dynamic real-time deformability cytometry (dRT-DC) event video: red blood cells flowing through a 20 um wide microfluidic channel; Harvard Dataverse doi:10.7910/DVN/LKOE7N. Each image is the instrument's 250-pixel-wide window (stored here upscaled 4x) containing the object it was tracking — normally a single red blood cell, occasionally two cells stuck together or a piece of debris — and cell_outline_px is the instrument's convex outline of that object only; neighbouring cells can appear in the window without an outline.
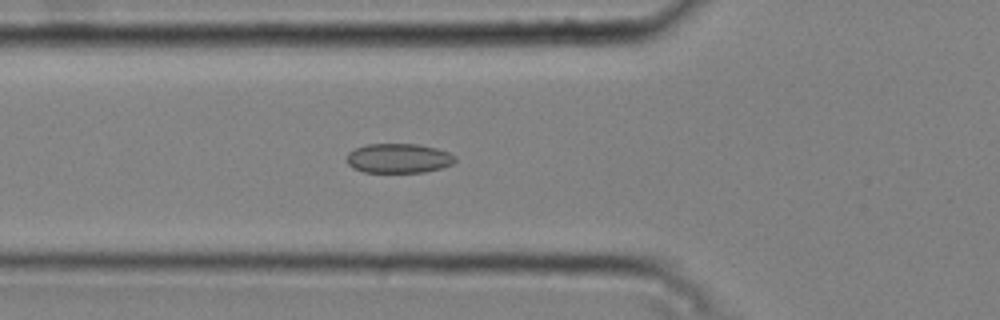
{"species": "common noctule bat (a hibernating species)", "species_latin": "Nyctalus noctula", "temperature_condition": "cold", "stored_images_in_passage": 48, "camera_frame_rate_fps": 3000, "um_per_image_px": 0.085, "animal": {"sex": "male", "body_mass_g": 20.4}, "frame": {"image": 1, "passage_image": 18, "time_ms": 5.667, "image_size_px": [1000, 320], "cell_outline_px": [[456, 160], [452, 164], [440, 168], [424, 172], [364, 172], [352, 168], [348, 164], [348, 152], [356, 148], [368, 144], [420, 144], [436, 148], [448, 152], [456, 156]], "centroid_in_image_um": [33.89, 13.45], "position_along_channel_um": 91.9, "area_um2": 18.61}}
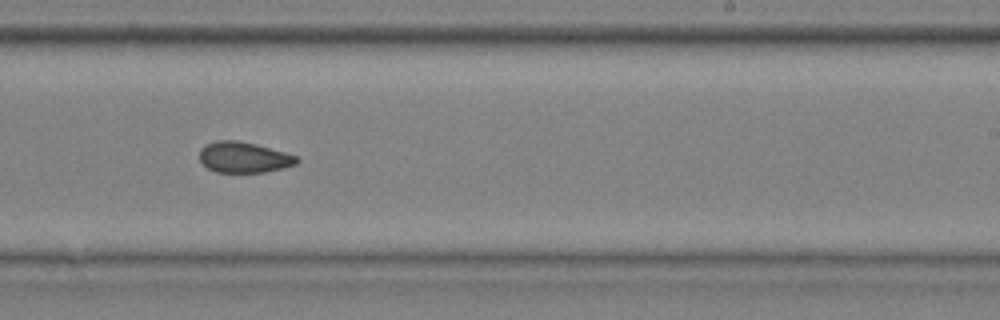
{"frame": {"image": 2, "passage_image": 32, "time_ms": 10.333, "image_size_px": [1000, 320], "cell_outline_px": [[300, 160], [296, 164], [264, 172], [216, 172], [208, 168], [200, 160], [200, 148], [204, 144], [216, 140], [236, 140], [256, 144], [284, 152], [296, 156]], "centroid_in_image_um": [20.69, 13.36], "position_along_channel_um": 268.3, "area_um2": 17.34}}
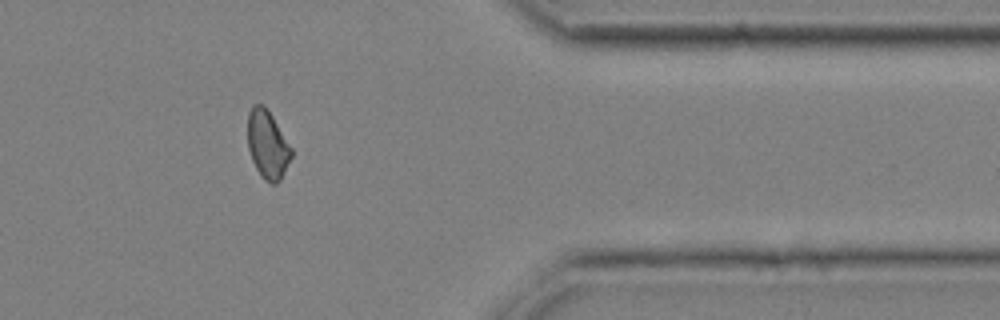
{"frame": {"image": 3, "passage_image": 43, "time_ms": 14.0, "image_size_px": [1000, 320], "cell_outline_px": [[292, 156], [280, 180], [276, 184], [272, 184], [264, 180], [260, 176], [252, 160], [248, 148], [248, 112], [252, 104], [264, 104], [272, 116], [292, 148]], "centroid_in_image_um": [22.73, 12.29], "position_along_channel_um": 388.7, "area_um2": 17.4}, "authors_computed_cell_mechanics": {"area_um2": 17.8891, "velocity_mm_per_s": 3.7804, "shape_relaxation_time_tau1_ms": null, "shape_relaxation_time_tau2_ms": 2.6094, "deformation_change_tau1": null, "deformation_change_tau2": 0.0694}}